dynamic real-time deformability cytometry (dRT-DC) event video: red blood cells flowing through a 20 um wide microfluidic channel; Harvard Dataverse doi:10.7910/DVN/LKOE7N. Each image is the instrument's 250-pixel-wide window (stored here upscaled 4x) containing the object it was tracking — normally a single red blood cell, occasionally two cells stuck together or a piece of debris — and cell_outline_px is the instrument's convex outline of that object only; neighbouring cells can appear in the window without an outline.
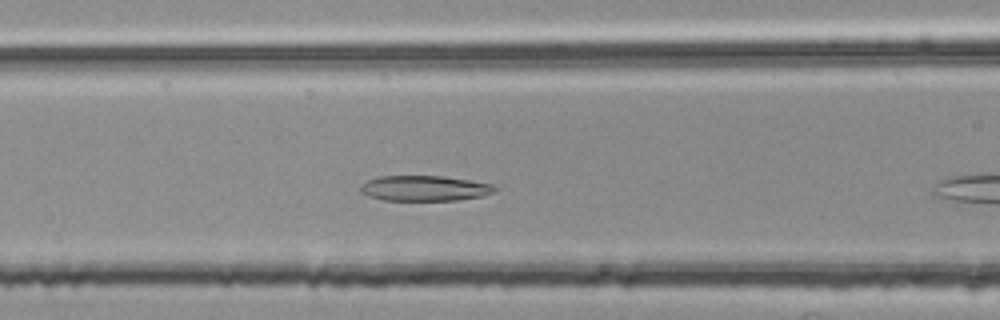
{"species": "common noctule bat (a hibernating species)", "species_latin": "Nyctalus noctula", "temperature_condition": "room temperature", "stored_images_in_passage": 9, "camera_frame_rate_fps": 3000, "um_per_image_px": 0.085, "animal": {"sex": "female", "body_mass_g": 25.1}, "frame": {"image": 1, "passage_image": 8, "time_ms": 2.333, "image_size_px": [1000, 320], "cell_outline_px": [[500, 188], [492, 192], [480, 196], [456, 200], [384, 200], [368, 196], [360, 192], [360, 184], [368, 180], [380, 176], [444, 176], [492, 184]], "centroid_in_image_um": [36.05, 16.0], "position_along_channel_um": 130.5, "area_um2": 19.77}}